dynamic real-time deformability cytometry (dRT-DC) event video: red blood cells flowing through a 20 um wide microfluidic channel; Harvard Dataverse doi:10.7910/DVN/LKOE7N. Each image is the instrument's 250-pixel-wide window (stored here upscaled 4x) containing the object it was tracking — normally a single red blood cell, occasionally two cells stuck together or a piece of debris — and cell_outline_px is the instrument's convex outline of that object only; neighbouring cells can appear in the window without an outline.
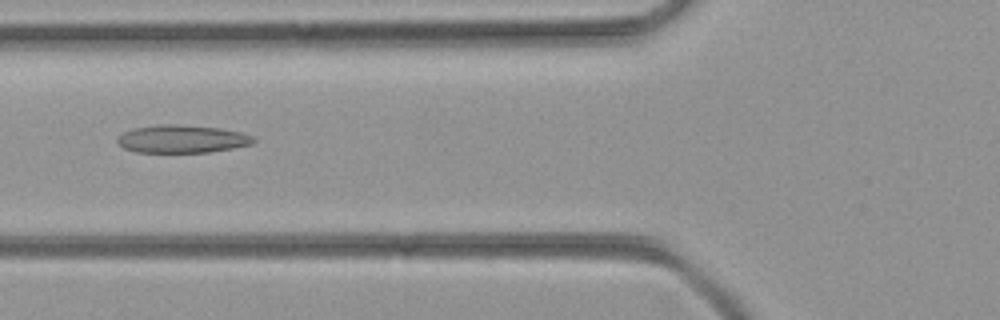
{"species": "common noctule bat (a hibernating species)", "species_latin": "Nyctalus noctula", "temperature_condition": "room temperature", "stored_images_in_passage": 38, "camera_frame_rate_fps": 3000, "um_per_image_px": 0.085, "animal": {"sex": "female", "body_mass_g": 21.9}, "frame": {"image": 1, "passage_image": 7, "time_ms": 2.0, "image_size_px": [1000, 320], "cell_outline_px": [[256, 140], [252, 144], [232, 148], [208, 152], [136, 152], [124, 148], [116, 140], [116, 136], [132, 128], [156, 124], [176, 124], [220, 128], [240, 132], [256, 136]], "centroid_in_image_um": [15.46, 11.8], "position_along_channel_um": 110.3, "area_um2": 22.25}}
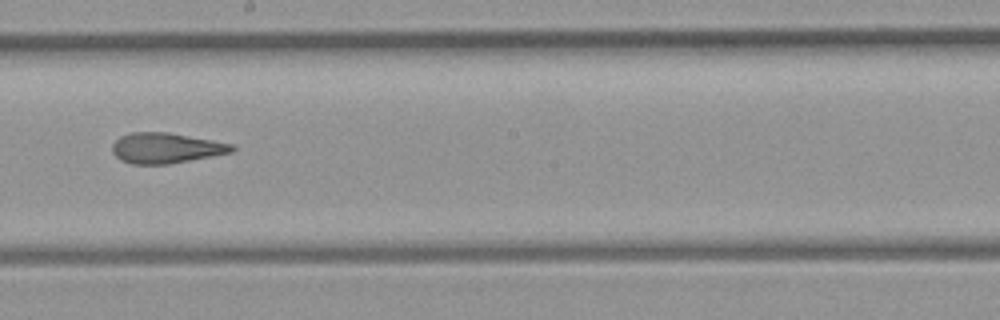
{"frame": {"image": 2, "passage_image": 16, "time_ms": 5.0, "image_size_px": [1000, 320], "cell_outline_px": [[236, 148], [232, 152], [212, 156], [168, 164], [132, 164], [120, 160], [112, 152], [112, 144], [120, 136], [132, 132], [168, 132], [212, 140], [232, 144]], "centroid_in_image_um": [14.08, 12.58], "position_along_channel_um": 234.1, "area_um2": 21.15}}
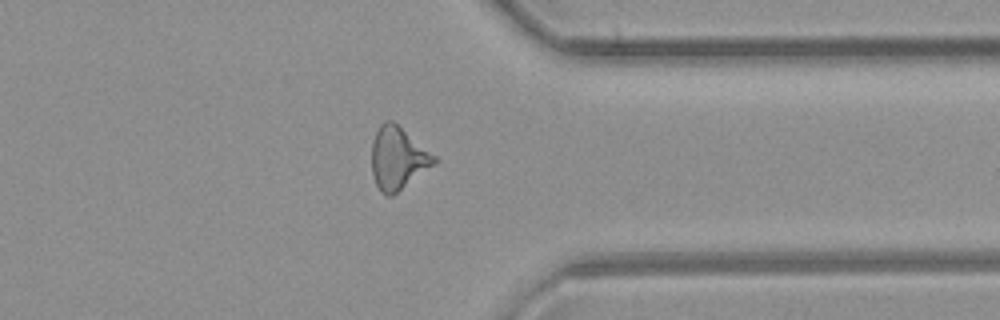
{"frame": {"image": 3, "passage_image": 27, "time_ms": 8.667, "image_size_px": [1000, 320], "cell_outline_px": [[436, 164], [392, 196], [388, 196], [380, 192], [376, 184], [372, 172], [372, 140], [380, 124], [384, 120], [392, 120], [436, 156]], "centroid_in_image_um": [33.81, 13.45], "position_along_channel_um": 377.6, "area_um2": 22.72}}